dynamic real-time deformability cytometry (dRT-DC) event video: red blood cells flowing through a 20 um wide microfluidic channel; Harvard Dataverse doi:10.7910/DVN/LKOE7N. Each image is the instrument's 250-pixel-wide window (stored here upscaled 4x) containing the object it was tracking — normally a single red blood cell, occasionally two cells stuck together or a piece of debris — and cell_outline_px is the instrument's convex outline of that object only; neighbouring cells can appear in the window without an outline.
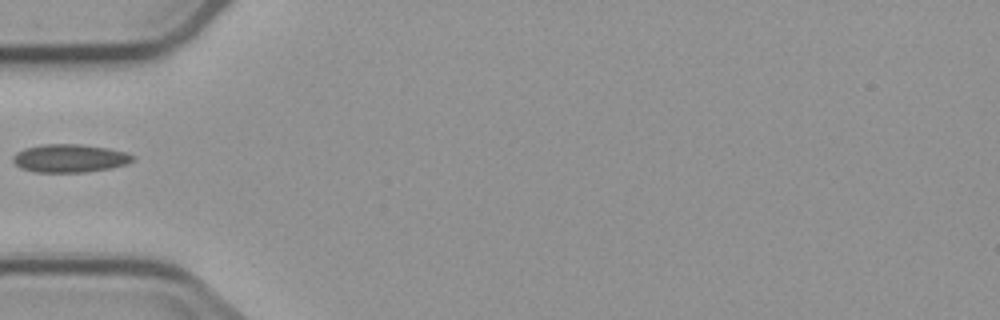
{"species": "common noctule bat (a hibernating species)", "species_latin": "Nyctalus noctula", "temperature_condition": "cold", "stored_images_in_passage": 6, "camera_frame_rate_fps": 3000, "um_per_image_px": 0.085, "animal": {"sex": "male", "body_mass_g": 23.1, "forearm_length_mm": 52.7}, "frame": {"image": 1, "passage_image": 5, "time_ms": 5.0, "image_size_px": [1000, 320], "cell_outline_px": [[136, 156], [132, 160], [124, 164], [108, 168], [84, 172], [36, 172], [20, 168], [12, 160], [12, 156], [16, 152], [24, 148], [44, 144], [80, 144], [108, 148], [124, 152]], "centroid_in_image_um": [5.87, 13.44], "position_along_channel_um": 79.1, "area_um2": 19.48}}
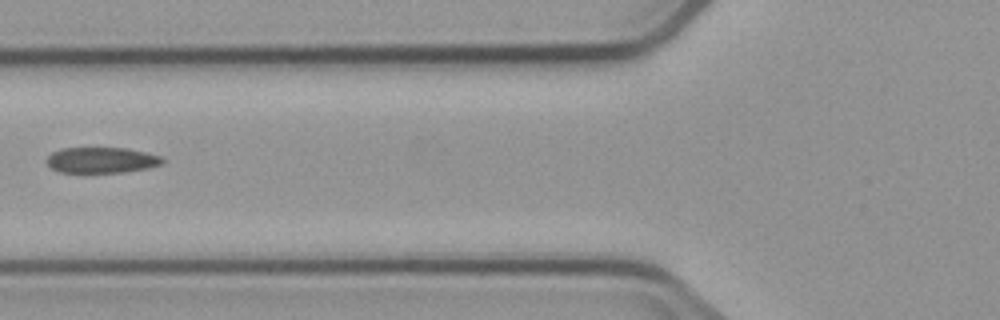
{"frame": {"image": 2, "passage_image": 6, "time_ms": 6.0, "image_size_px": [1000, 320], "cell_outline_px": [[164, 160], [160, 164], [148, 168], [124, 172], [60, 172], [52, 168], [44, 160], [52, 152], [60, 148], [128, 148], [160, 156]], "centroid_in_image_um": [8.59, 13.6], "position_along_channel_um": 117.2, "area_um2": 17.28}}